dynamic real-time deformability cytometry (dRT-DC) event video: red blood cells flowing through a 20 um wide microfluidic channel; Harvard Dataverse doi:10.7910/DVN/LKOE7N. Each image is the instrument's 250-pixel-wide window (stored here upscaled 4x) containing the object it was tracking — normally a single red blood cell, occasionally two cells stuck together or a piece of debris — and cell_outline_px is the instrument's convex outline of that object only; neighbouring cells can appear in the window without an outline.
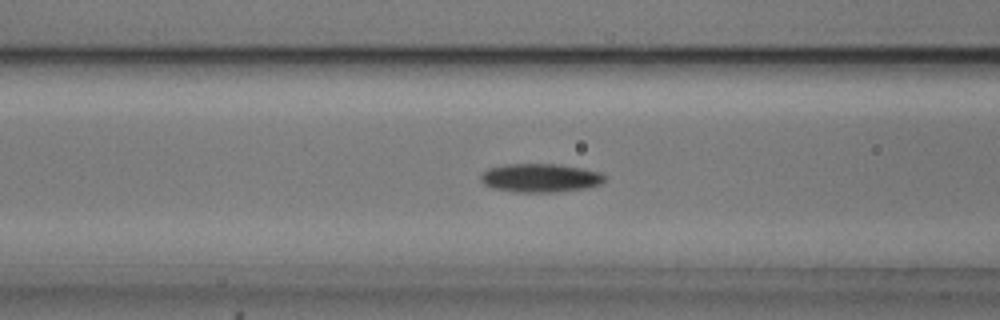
{"species": "common noctule bat (a hibernating species)", "species_latin": "Nyctalus noctula", "temperature_condition": "cold", "stored_images_in_passage": 54, "camera_frame_rate_fps": 3000, "um_per_image_px": 0.085, "animal": {"sex": "male", "body_mass_g": 20.5, "forearm_length_mm": 52.5}, "frame": {"image": 1, "passage_image": 21, "time_ms": 6.667, "image_size_px": [1000, 320], "cell_outline_px": [[604, 180], [600, 184], [584, 188], [552, 192], [512, 192], [492, 188], [484, 184], [480, 180], [480, 176], [488, 168], [504, 164], [560, 164], [584, 168], [600, 172], [604, 176]], "centroid_in_image_um": [45.89, 15.11], "position_along_channel_um": 120.7, "area_um2": 20.69}}
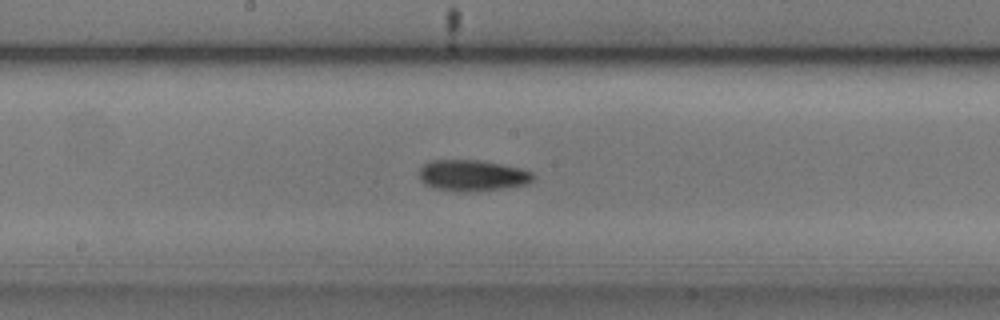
{"frame": {"image": 2, "passage_image": 28, "time_ms": 9.0, "image_size_px": [1000, 320], "cell_outline_px": [[536, 176], [528, 184], [504, 188], [468, 192], [460, 192], [432, 188], [424, 184], [420, 180], [420, 168], [428, 160], [480, 160], [520, 168], [532, 172]], "centroid_in_image_um": [40.13, 14.92], "position_along_channel_um": 208.1, "area_um2": 20.87}}
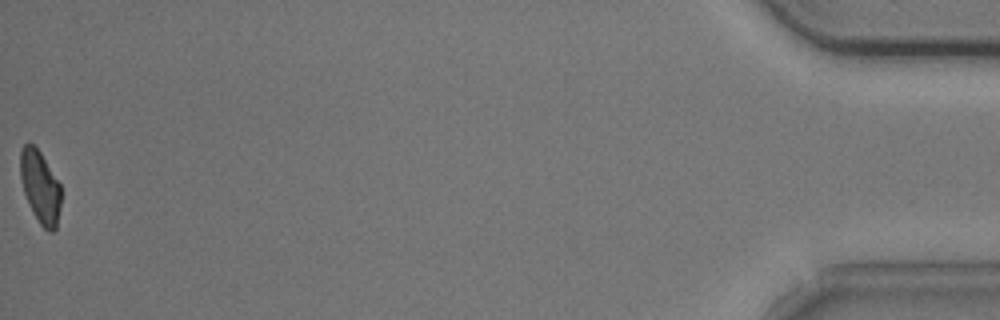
{"frame": {"image": 3, "passage_image": 54, "time_ms": 17.667, "image_size_px": [1000, 320], "cell_outline_px": [[60, 208], [56, 228], [52, 232], [48, 232], [40, 224], [32, 212], [24, 192], [20, 176], [20, 152], [24, 144], [28, 140], [40, 152], [60, 184]], "centroid_in_image_um": [3.4, 15.89], "position_along_channel_um": 431.8, "area_um2": 17.11}, "authors_computed_cell_mechanics": {"area_um2": 19.0162, "velocity_mm_per_s": 3.7345, "shape_relaxation_time_tau1_ms": 3.0054, "shape_relaxation_time_tau2_ms": null, "deformation_change_tau1": 0.0924, "deformation_change_tau2": null}}